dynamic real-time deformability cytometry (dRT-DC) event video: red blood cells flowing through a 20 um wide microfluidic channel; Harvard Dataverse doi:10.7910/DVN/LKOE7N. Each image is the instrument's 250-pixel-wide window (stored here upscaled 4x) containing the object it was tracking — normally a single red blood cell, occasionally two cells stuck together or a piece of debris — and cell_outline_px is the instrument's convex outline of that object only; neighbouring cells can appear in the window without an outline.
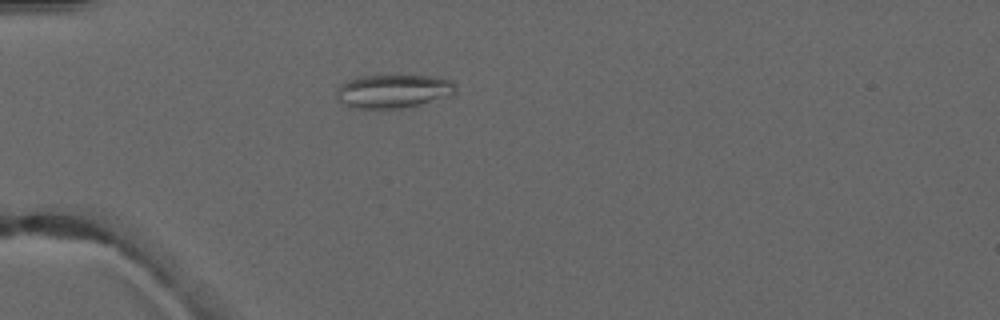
{"species": "common noctule bat (a hibernating species)", "species_latin": "Nyctalus noctula", "temperature_condition": "warm", "stored_images_in_passage": 2, "camera_frame_rate_fps": 3000, "um_per_image_px": 0.085, "animal": {"sex": "male", "forearm_length_mm": 52.5}, "frame": {"image": 1, "passage_image": 1, "time_ms": 0.0, "image_size_px": [1000, 320], "cell_outline_px": [[456, 92], [452, 96], [420, 104], [400, 108], [352, 108], [336, 100], [336, 88], [340, 84], [348, 80], [364, 76], [436, 76], [452, 80], [456, 84]], "centroid_in_image_um": [33.45, 7.75], "position_along_channel_um": 51.6, "area_um2": 23.47}}